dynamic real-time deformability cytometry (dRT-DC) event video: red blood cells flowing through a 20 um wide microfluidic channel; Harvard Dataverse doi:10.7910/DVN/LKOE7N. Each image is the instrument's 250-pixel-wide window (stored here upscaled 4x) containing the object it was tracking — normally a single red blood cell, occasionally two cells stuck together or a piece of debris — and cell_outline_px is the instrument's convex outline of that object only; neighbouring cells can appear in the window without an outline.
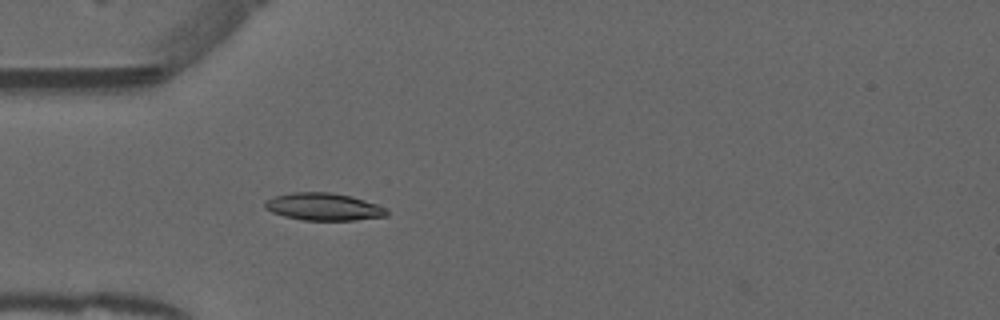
{"species": "common noctule bat (a hibernating species)", "species_latin": "Nyctalus noctula", "temperature_condition": "warm", "stored_images_in_passage": 31, "camera_frame_rate_fps": 3000, "um_per_image_px": 0.085, "animal": {"sex": "male", "forearm_length_mm": 52.5}, "frame": {"image": 1, "passage_image": 1, "time_ms": 0.0, "image_size_px": [1000, 320], "cell_outline_px": [[388, 216], [356, 220], [304, 220], [284, 216], [272, 212], [264, 208], [264, 200], [272, 196], [292, 192], [328, 192], [352, 196], [388, 208]], "centroid_in_image_um": [27.49, 17.57], "position_along_channel_um": 57.5, "area_um2": 19.65}}
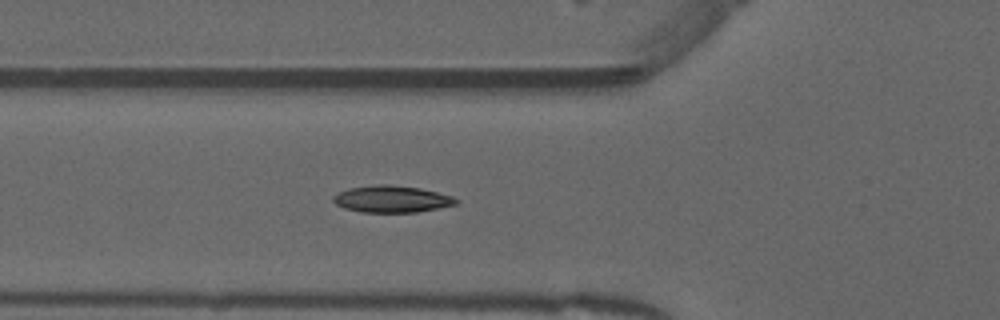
{"frame": {"image": 2, "passage_image": 4, "time_ms": 1.0, "image_size_px": [1000, 320], "cell_outline_px": [[460, 200], [456, 204], [416, 212], [360, 212], [344, 208], [336, 204], [332, 200], [332, 196], [348, 188], [380, 184], [388, 184], [420, 188], [452, 196]], "centroid_in_image_um": [33.27, 16.92], "position_along_channel_um": 92.5, "area_um2": 19.07}}
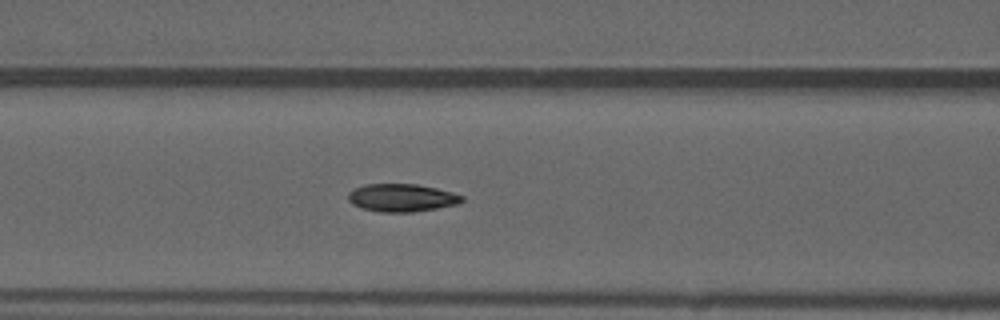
{"frame": {"image": 3, "passage_image": 7, "time_ms": 2.0, "image_size_px": [1000, 320], "cell_outline_px": [[464, 200], [460, 204], [412, 212], [380, 212], [360, 208], [352, 204], [348, 200], [348, 192], [364, 184], [416, 184], [436, 188], [452, 192], [464, 196]], "centroid_in_image_um": [34.15, 16.81], "position_along_channel_um": 132.5, "area_um2": 18.55}, "authors_computed_cell_mechanics": {"area_um2": 18.3804, "velocity_mm_per_s": 3.9504, "shape_relaxation_time_tau1_ms": 6.8632, "shape_relaxation_time_tau2_ms": 1.8129, "deformation_change_tau1": 0.2073, "deformation_change_tau2": 0.0669}}